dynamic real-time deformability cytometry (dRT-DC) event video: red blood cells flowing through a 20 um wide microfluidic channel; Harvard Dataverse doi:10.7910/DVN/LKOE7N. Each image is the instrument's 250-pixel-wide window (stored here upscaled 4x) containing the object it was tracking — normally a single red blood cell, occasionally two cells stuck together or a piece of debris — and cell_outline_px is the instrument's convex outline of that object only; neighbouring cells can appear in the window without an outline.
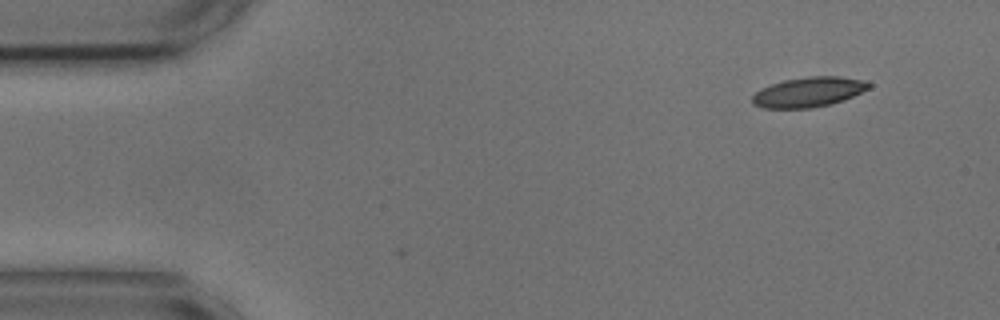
{"species": "common noctule bat (a hibernating species)", "species_latin": "Nyctalus noctula", "temperature_condition": "cold", "stored_images_in_passage": 39, "camera_frame_rate_fps": 3000, "um_per_image_px": 0.085, "animal": {"sex": "male", "body_mass_g": 17.9, "forearm_length_mm": 54.2}, "frame": {"image": 1, "passage_image": 1, "time_ms": 0.0, "image_size_px": [1000, 320], "cell_outline_px": [[872, 88], [844, 100], [812, 108], [764, 108], [752, 104], [752, 96], [760, 88], [784, 80], [808, 76], [840, 76], [864, 80], [872, 84]], "centroid_in_image_um": [68.76, 7.82], "position_along_channel_um": 16.2, "area_um2": 20.46}}
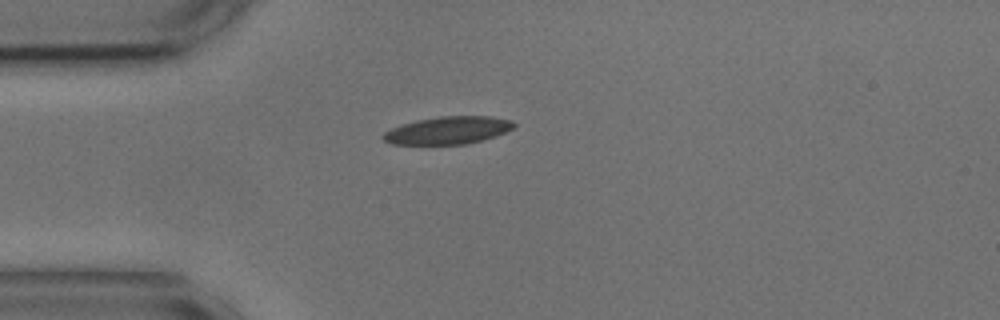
{"frame": {"image": 2, "passage_image": 10, "time_ms": 3.0, "image_size_px": [1000, 320], "cell_outline_px": [[516, 128], [496, 136], [464, 144], [392, 144], [384, 140], [380, 136], [384, 132], [392, 128], [416, 120], [440, 116], [488, 116], [512, 120], [516, 124]], "centroid_in_image_um": [38.1, 11.07], "position_along_channel_um": 46.9, "area_um2": 20.98}}
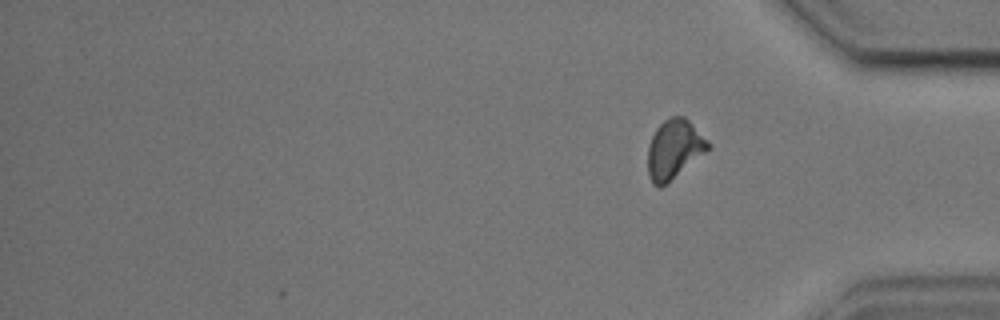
{"frame": {"image": 3, "passage_image": 39, "time_ms": 12.667, "image_size_px": [1000, 320], "cell_outline_px": [[712, 148], [660, 188], [652, 184], [648, 176], [648, 144], [656, 128], [664, 120], [672, 116], [684, 116], [712, 144]], "centroid_in_image_um": [57.31, 12.68], "position_along_channel_um": 377.9, "area_um2": 20.87}, "authors_computed_cell_mechanics": {"area_um2": 20.6346, "velocity_mm_per_s": 3.6244, "shape_relaxation_time_tau1_ms": 4.9123, "shape_relaxation_time_tau2_ms": 2.0998, "deformation_change_tau1": 0.1571, "deformation_change_tau2": 0.0876}}